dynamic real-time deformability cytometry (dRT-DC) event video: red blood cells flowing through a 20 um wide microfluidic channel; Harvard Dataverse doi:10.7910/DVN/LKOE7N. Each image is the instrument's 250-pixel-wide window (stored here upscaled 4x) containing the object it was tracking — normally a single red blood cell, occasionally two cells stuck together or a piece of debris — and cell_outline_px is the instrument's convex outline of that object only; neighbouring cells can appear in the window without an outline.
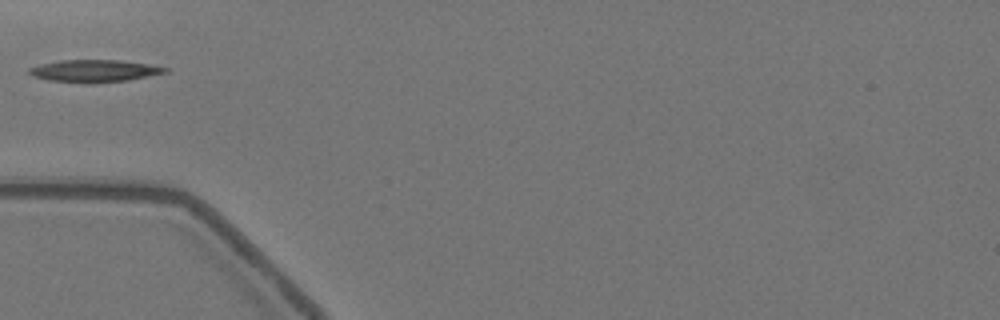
{"species": "Egyptian fruit bat (a non-hibernating species)", "species_latin": "Rousettus aegyptiacus", "temperature_condition": "warm", "stored_images_in_passage": 5, "camera_frame_rate_fps": 3000, "um_per_image_px": 0.085, "animal": {"sex": "female"}, "frame": {"image": 1, "passage_image": 1, "time_ms": 0.0, "image_size_px": [1000, 320], "cell_outline_px": [[156, 68], [152, 72], [112, 80], [68, 80], [52, 76], [40, 68], [44, 64], [60, 60], [120, 60]], "centroid_in_image_um": [8.04, 5.92], "position_along_channel_um": 77.0, "area_um2": 12.95}}
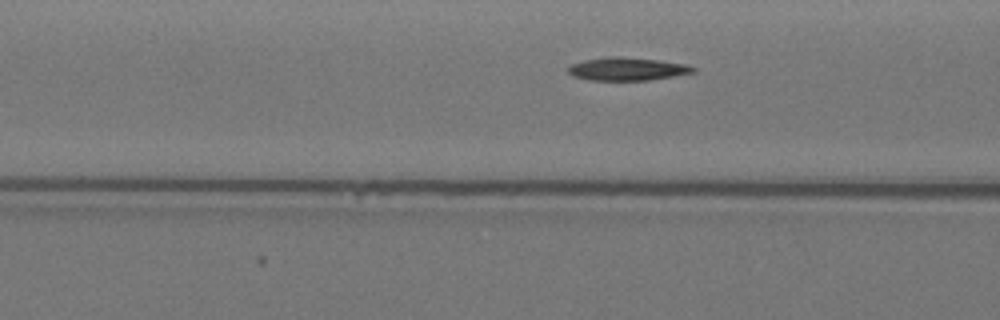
{"frame": {"image": 2, "passage_image": 4, "time_ms": 1.0, "image_size_px": [1000, 320], "cell_outline_px": [[688, 68], [680, 72], [660, 76], [628, 80], [616, 80], [588, 76], [576, 72], [572, 68], [576, 64], [588, 60], [612, 56], [620, 56], [656, 60], [676, 64]], "centroid_in_image_um": [53.22, 5.79], "position_along_channel_um": 113.4, "area_um2": 13.58}}